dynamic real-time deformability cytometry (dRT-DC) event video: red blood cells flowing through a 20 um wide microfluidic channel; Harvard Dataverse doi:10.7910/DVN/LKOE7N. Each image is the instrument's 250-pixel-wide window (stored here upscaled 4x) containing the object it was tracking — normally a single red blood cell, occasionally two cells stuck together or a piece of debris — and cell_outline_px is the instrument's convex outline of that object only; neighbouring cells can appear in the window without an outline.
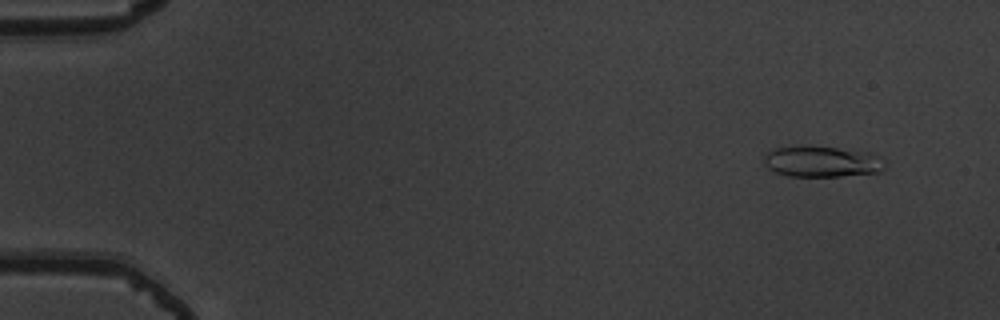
{"species": "common noctule bat (a hibernating species)", "species_latin": "Nyctalus noctula", "temperature_condition": "warm", "stored_images_in_passage": 55, "camera_frame_rate_fps": 3000, "um_per_image_px": 0.085, "animal": {"sex": "male", "body_mass_g": 19.5, "forearm_length_mm": 54.6}, "frame": {"image": 1, "passage_image": 5, "time_ms": 1.333, "image_size_px": [1000, 320], "cell_outline_px": [[884, 172], [840, 176], [788, 176], [776, 172], [768, 168], [764, 164], [764, 156], [772, 148], [796, 144], [804, 144], [872, 152], [884, 168]], "centroid_in_image_um": [69.77, 13.71], "position_along_channel_um": 15.2, "area_um2": 22.14}}
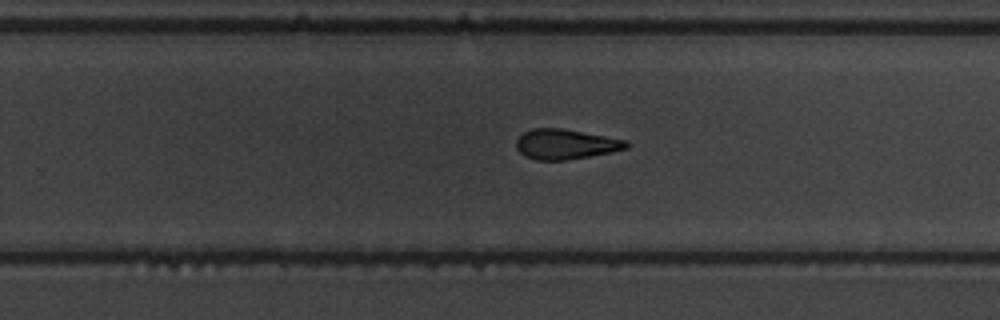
{"frame": {"image": 2, "passage_image": 36, "time_ms": 11.667, "image_size_px": [1000, 320], "cell_outline_px": [[632, 144], [628, 148], [612, 152], [564, 160], [536, 160], [524, 156], [516, 148], [516, 140], [524, 132], [532, 128], [564, 128], [628, 140]], "centroid_in_image_um": [48.11, 12.25], "position_along_channel_um": 281.7, "area_um2": 19.48}}
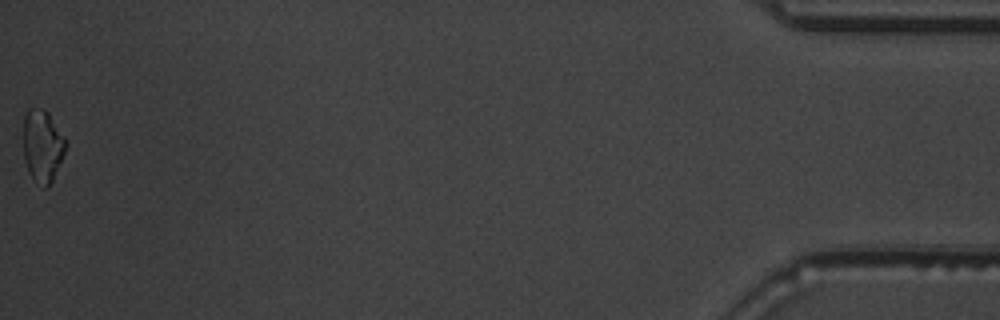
{"frame": {"image": 3, "passage_image": 55, "time_ms": 18.0, "image_size_px": [1000, 320], "cell_outline_px": [[68, 144], [52, 180], [48, 188], [44, 188], [28, 172], [24, 160], [24, 116], [28, 108], [44, 108], [48, 112], [64, 136]], "centroid_in_image_um": [3.61, 12.37], "position_along_channel_um": 431.6, "area_um2": 17.8}, "authors_computed_cell_mechanics": {"area_um2": 19.652, "velocity_mm_per_s": 3.8013, "shape_relaxation_time_tau1_ms": 4.3633, "shape_relaxation_time_tau2_ms": 3.6049, "deformation_change_tau1": 0.16, "deformation_change_tau2": 0.1397}}